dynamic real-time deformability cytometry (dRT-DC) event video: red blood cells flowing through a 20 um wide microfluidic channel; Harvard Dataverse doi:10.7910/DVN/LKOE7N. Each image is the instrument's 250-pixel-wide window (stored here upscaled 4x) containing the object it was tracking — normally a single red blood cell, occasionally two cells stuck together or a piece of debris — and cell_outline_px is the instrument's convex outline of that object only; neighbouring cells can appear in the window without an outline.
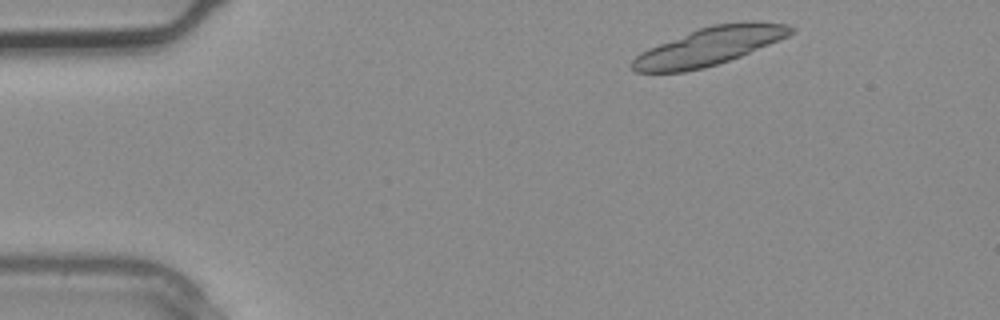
{"species": "common noctule bat (a hibernating species)", "species_latin": "Nyctalus noctula", "temperature_condition": "warm", "stored_images_in_passage": 3, "camera_frame_rate_fps": 3000, "um_per_image_px": 0.085, "animal": {"sex": "male", "body_mass_g": 20.4}, "frame": {"image": 1, "passage_image": 1, "time_ms": 0.0, "image_size_px": [1000, 320], "cell_outline_px": [[796, 28], [788, 36], [740, 56], [704, 68], [684, 72], [636, 72], [632, 68], [632, 60], [640, 52], [648, 48], [700, 28], [712, 24], [788, 24]], "centroid_in_image_um": [60.2, 3.99], "position_along_channel_um": 24.8, "area_um2": 33.7}}